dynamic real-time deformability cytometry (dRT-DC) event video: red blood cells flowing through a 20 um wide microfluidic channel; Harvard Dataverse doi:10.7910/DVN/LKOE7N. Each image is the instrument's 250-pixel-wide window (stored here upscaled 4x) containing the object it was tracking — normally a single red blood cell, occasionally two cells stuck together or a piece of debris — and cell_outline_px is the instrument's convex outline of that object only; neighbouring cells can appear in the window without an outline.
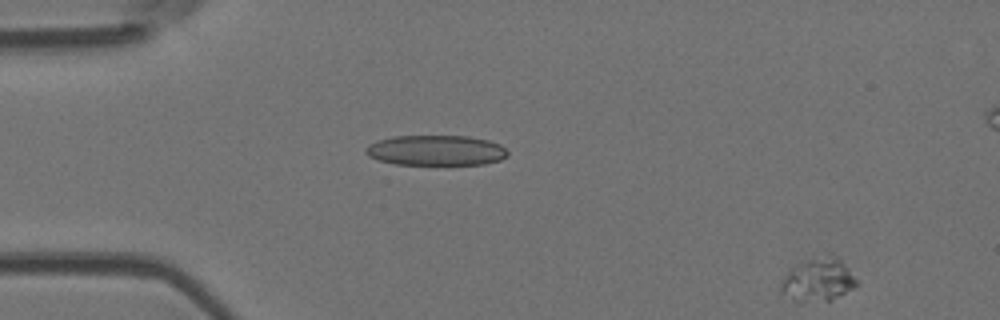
{"species": "Egyptian fruit bat (a non-hibernating species)", "species_latin": "Rousettus aegyptiacus", "temperature_condition": "room temperature", "stored_images_in_passage": 14, "segment_of_instrument_passage": [2, 2], "camera_frame_rate_fps": 3000, "um_per_image_px": 0.085, "animal": {"sex": "female"}, "frame": {"image": 1, "passage_image": 14, "time_ms": 4.333, "image_size_px": [1000, 320], "cell_outline_px": [[856, 288], [828, 300], [800, 304], [796, 304], [780, 296], [780, 284], [784, 276], [792, 268], [808, 260], [828, 252], [836, 256], [848, 268], [856, 280]], "centroid_in_image_um": [69.47, 23.83], "position_along_channel_um": 15.5, "area_um2": 19.48}}